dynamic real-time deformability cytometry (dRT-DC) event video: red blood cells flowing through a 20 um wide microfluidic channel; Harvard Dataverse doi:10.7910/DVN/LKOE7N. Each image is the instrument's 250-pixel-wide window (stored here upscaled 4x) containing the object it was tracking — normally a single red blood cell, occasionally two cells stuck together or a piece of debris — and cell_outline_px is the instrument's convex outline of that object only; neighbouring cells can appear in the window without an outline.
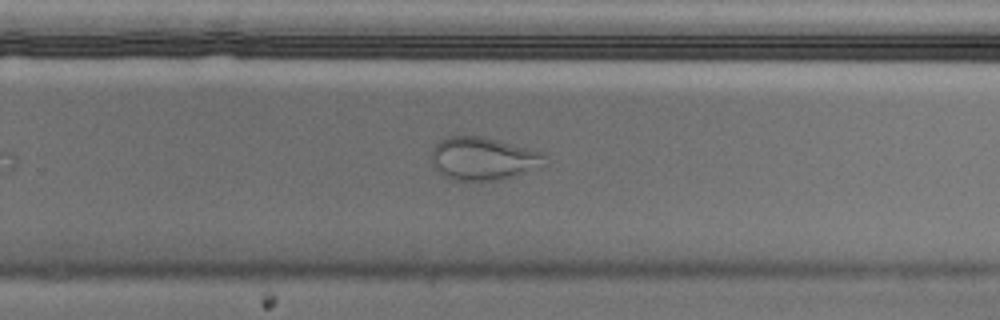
{"species": "Egyptian fruit bat (a non-hibernating species)", "species_latin": "Rousettus aegyptiacus", "temperature_condition": "cold", "stored_images_in_passage": 36, "camera_frame_rate_fps": 3000, "um_per_image_px": 0.085, "animal": {"sex": "male"}, "frame": {"image": 1, "passage_image": 26, "time_ms": 8.333, "image_size_px": [1000, 320], "cell_outline_px": [[548, 164], [500, 180], [452, 180], [440, 172], [436, 168], [432, 160], [432, 148], [440, 140], [448, 136], [484, 136], [544, 152]], "centroid_in_image_um": [41.1, 13.46], "position_along_channel_um": 288.7, "area_um2": 28.32}}